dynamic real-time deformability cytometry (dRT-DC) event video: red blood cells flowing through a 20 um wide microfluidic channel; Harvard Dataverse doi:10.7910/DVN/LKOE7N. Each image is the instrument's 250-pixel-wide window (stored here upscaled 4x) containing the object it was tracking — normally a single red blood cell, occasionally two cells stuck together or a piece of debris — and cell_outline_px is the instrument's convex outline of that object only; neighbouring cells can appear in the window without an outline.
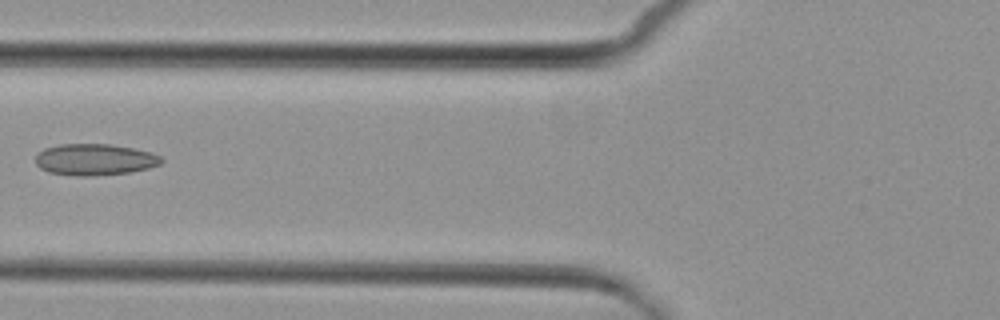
{"species": "common noctule bat (a hibernating species)", "species_latin": "Nyctalus noctula", "temperature_condition": "cold", "stored_images_in_passage": 5, "camera_frame_rate_fps": 3000, "um_per_image_px": 0.085, "animal": {"sex": "female", "body_mass_g": 29.2, "forearm_length_mm": 56.3}, "frame": {"image": 1, "passage_image": 4, "time_ms": 3.667, "image_size_px": [1000, 320], "cell_outline_px": [[164, 160], [160, 164], [148, 168], [132, 172], [88, 176], [80, 176], [48, 172], [40, 168], [36, 164], [36, 156], [44, 148], [60, 144], [108, 144], [132, 148], [152, 152], [160, 156]], "centroid_in_image_um": [8.06, 13.56], "position_along_channel_um": 117.7, "area_um2": 23.0}}
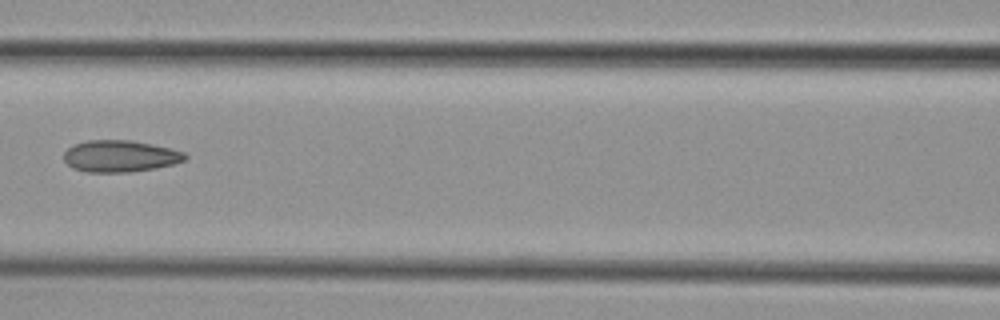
{"frame": {"image": 2, "passage_image": 5, "time_ms": 4.667, "image_size_px": [1000, 320], "cell_outline_px": [[188, 156], [184, 160], [172, 164], [156, 168], [128, 172], [88, 172], [72, 168], [64, 160], [64, 152], [72, 144], [88, 140], [132, 140], [172, 148], [184, 152]], "centroid_in_image_um": [10.2, 13.26], "position_along_channel_um": 156.4, "area_um2": 22.48}}